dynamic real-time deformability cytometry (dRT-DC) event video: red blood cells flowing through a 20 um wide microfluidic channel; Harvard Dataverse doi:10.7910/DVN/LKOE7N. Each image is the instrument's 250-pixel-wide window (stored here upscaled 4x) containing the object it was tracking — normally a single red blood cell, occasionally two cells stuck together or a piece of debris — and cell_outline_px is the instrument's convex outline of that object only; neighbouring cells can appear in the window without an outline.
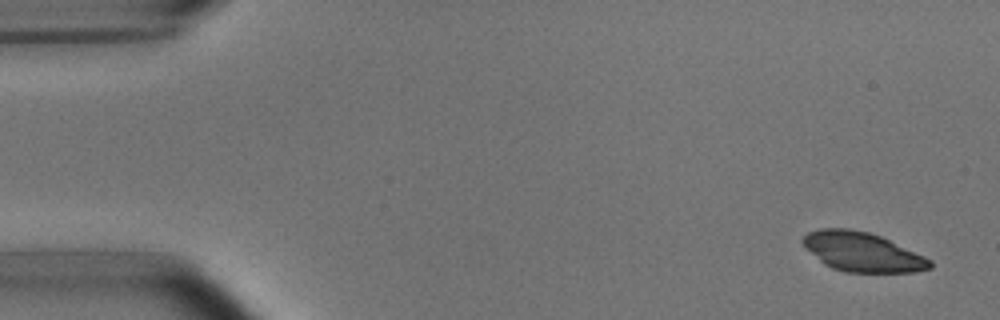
{"species": "common noctule bat (a hibernating species)", "species_latin": "Nyctalus noctula", "temperature_condition": "room temperature", "stored_images_in_passage": 9, "camera_frame_rate_fps": 3000, "um_per_image_px": 0.085, "animal": {"sex": "male", "body_mass_g": 15.6}, "frame": {"image": 1, "passage_image": 1, "time_ms": 0.0, "image_size_px": [1000, 320], "cell_outline_px": [[932, 268], [916, 272], [844, 272], [832, 268], [824, 264], [804, 248], [800, 240], [808, 232], [820, 228], [848, 228], [868, 232], [880, 236], [924, 256], [932, 260]], "centroid_in_image_um": [73.26, 21.41], "position_along_channel_um": 11.7, "area_um2": 29.19}}